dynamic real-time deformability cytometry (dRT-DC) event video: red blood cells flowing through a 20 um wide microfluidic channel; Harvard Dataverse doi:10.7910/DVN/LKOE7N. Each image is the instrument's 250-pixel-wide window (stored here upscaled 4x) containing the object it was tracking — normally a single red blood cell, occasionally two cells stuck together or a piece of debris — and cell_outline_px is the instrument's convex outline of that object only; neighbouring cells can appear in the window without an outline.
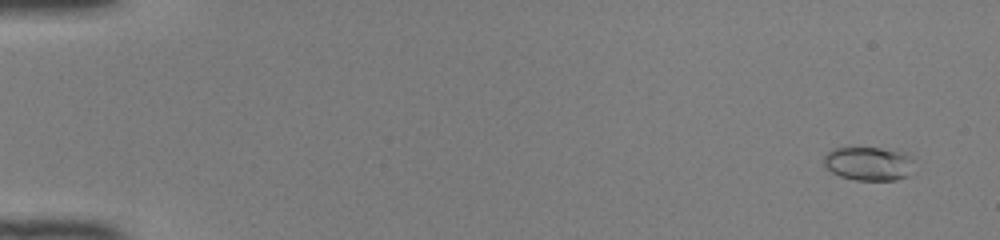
{"species": "common noctule bat (a hibernating species)", "species_latin": "Nyctalus noctula", "temperature_condition": "room temperature", "stored_images_in_passage": 50, "camera_frame_rate_fps": 3000, "um_per_image_px": 0.085, "animal": {"sex": "female", "body_mass_g": 22.0, "forearm_length_mm": 56.7}, "frame": {"image": 1, "passage_image": 3, "time_ms": 0.667, "image_size_px": [1000, 240], "cell_outline_px": [[916, 156], [908, 176], [896, 180], [856, 180], [840, 176], [824, 168], [824, 156], [832, 148], [848, 144], [880, 148], [908, 152]], "centroid_in_image_um": [73.83, 13.84], "position_along_channel_um": 11.2, "area_um2": 18.84}}
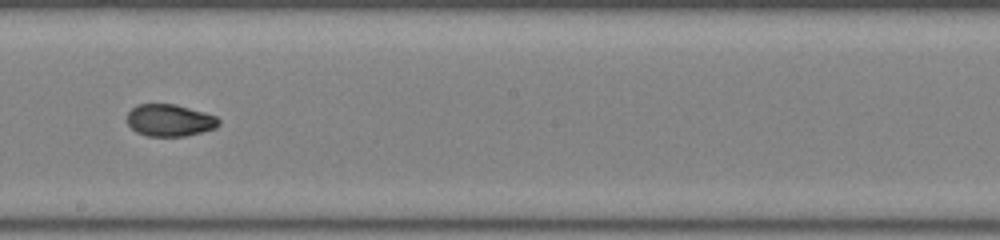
{"frame": {"image": 2, "passage_image": 30, "time_ms": 9.667, "image_size_px": [1000, 240], "cell_outline_px": [[220, 124], [216, 128], [184, 136], [148, 136], [136, 132], [128, 124], [128, 112], [136, 104], [176, 104], [204, 112], [216, 116], [220, 120]], "centroid_in_image_um": [14.43, 10.22], "position_along_channel_um": 233.8, "area_um2": 17.11}}
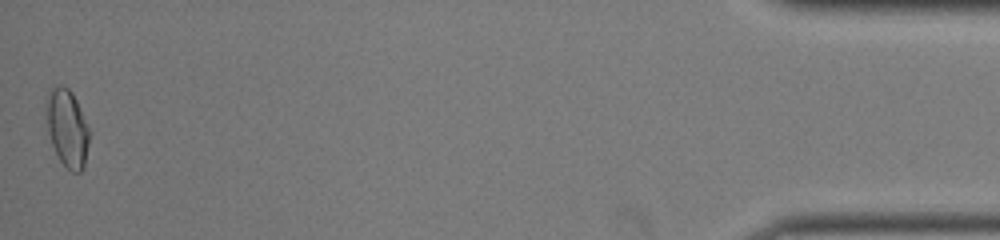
{"frame": {"image": 3, "passage_image": 50, "time_ms": 16.333, "image_size_px": [1000, 240], "cell_outline_px": [[88, 144], [84, 168], [80, 172], [72, 172], [60, 160], [52, 144], [48, 132], [44, 104], [52, 88], [60, 84], [64, 84], [72, 92], [76, 100], [88, 128]], "centroid_in_image_um": [5.68, 10.86], "position_along_channel_um": 429.5, "area_um2": 19.25}, "authors_computed_cell_mechanics": {"area_um2": 17.4845, "velocity_mm_per_s": 4.161, "shape_relaxation_time_tau1_ms": 7.7502, "shape_relaxation_time_tau2_ms": 1.7058, "deformation_change_tau1": 0.2158, "deformation_change_tau2": 0.0499}}